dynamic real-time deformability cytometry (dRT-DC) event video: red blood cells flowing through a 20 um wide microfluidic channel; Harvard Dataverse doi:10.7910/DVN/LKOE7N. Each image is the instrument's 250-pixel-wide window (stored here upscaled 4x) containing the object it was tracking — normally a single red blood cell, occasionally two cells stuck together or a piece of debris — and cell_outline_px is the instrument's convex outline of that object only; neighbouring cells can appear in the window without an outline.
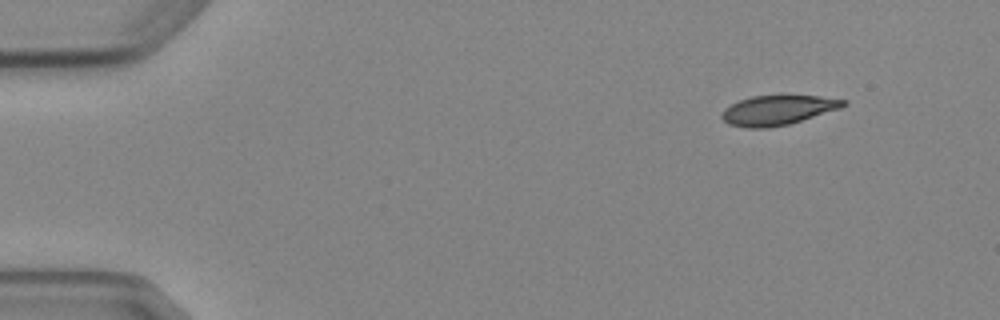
{"species": "Egyptian fruit bat (a non-hibernating species)", "species_latin": "Rousettus aegyptiacus", "temperature_condition": "cold", "stored_images_in_passage": 3, "camera_frame_rate_fps": 3000, "um_per_image_px": 0.085, "animal": {"sex": "female"}, "frame": {"image": 1, "passage_image": 1, "time_ms": 0.0, "image_size_px": [1000, 320], "cell_outline_px": [[848, 104], [840, 108], [788, 124], [768, 128], [744, 128], [728, 124], [720, 116], [724, 108], [740, 100], [752, 96], [780, 92], [820, 96], [848, 100]], "centroid_in_image_um": [66.12, 9.31], "position_along_channel_um": 18.9, "area_um2": 21.85}}